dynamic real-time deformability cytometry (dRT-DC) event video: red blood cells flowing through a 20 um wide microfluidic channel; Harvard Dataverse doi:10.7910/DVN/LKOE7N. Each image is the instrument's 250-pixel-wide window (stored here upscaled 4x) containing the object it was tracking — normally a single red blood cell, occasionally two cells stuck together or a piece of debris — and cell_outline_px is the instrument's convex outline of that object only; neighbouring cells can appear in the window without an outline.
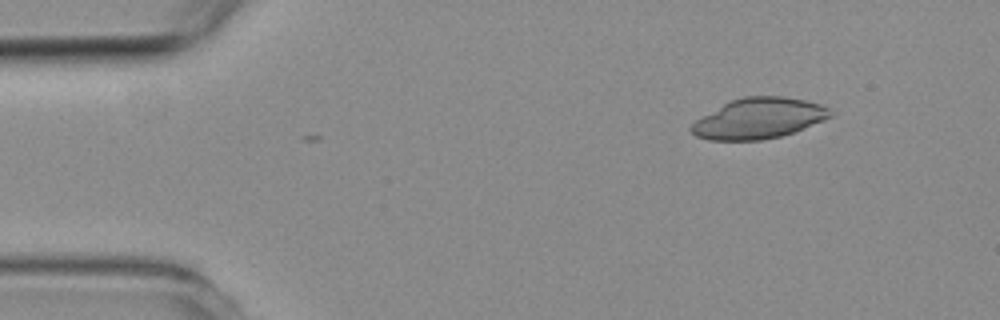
{"species": "common noctule bat (a hibernating species)", "species_latin": "Nyctalus noctula", "temperature_condition": "room temperature", "stored_images_in_passage": 3, "camera_frame_rate_fps": 3000, "um_per_image_px": 0.085, "animal": {"sex": "female", "body_mass_g": 19.3, "forearm_length_mm": 54.1}, "frame": {"image": 1, "passage_image": 1, "time_ms": 0.0, "image_size_px": [1000, 320], "cell_outline_px": [[832, 116], [824, 120], [792, 132], [780, 136], [764, 140], [708, 140], [696, 136], [688, 128], [696, 120], [724, 104], [732, 100], [744, 96], [784, 96], [804, 100], [820, 104], [828, 108]], "centroid_in_image_um": [64.48, 10.07], "position_along_channel_um": 20.5, "area_um2": 32.48}}